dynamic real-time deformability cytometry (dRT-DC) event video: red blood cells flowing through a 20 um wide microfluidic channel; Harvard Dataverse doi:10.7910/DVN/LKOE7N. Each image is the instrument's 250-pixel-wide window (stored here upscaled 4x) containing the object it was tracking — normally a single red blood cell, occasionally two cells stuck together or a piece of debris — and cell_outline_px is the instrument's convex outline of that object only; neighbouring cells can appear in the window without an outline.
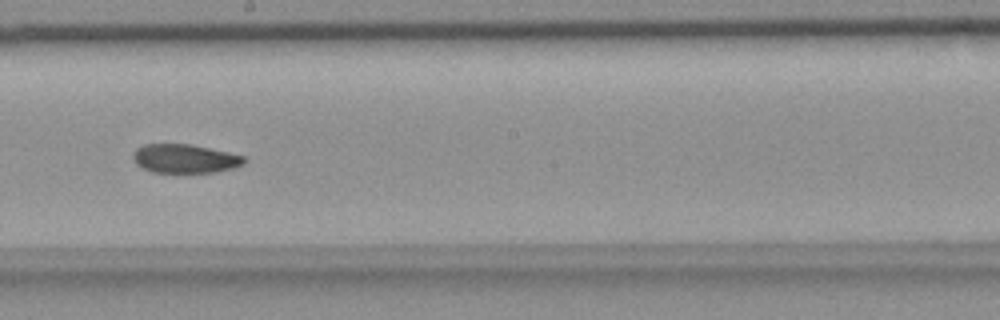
{"species": "common noctule bat (a hibernating species)", "species_latin": "Nyctalus noctula", "temperature_condition": "room temperature", "stored_images_in_passage": 22, "camera_frame_rate_fps": 3000, "um_per_image_px": 0.085, "animal": {"sex": "female", "body_mass_g": 18.4}, "frame": {"image": 1, "passage_image": 16, "time_ms": 5.0, "image_size_px": [1000, 320], "cell_outline_px": [[248, 160], [244, 164], [232, 168], [216, 172], [152, 172], [136, 164], [132, 156], [136, 148], [144, 144], [188, 144], [228, 152], [244, 156]], "centroid_in_image_um": [15.72, 13.48], "position_along_channel_um": 232.5, "area_um2": 18.55}}
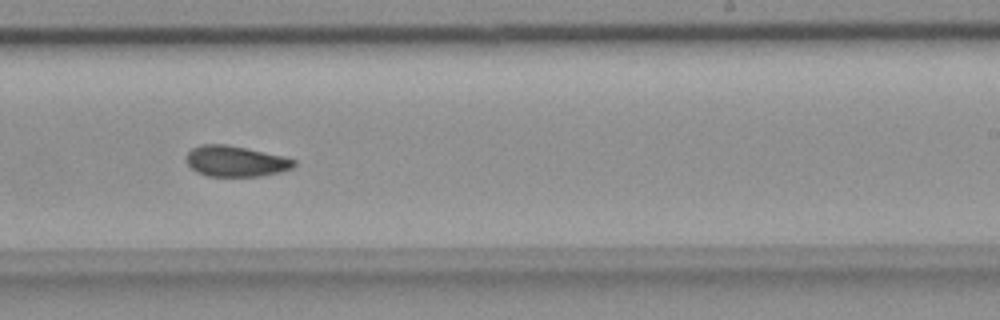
{"frame": {"image": 2, "passage_image": 19, "time_ms": 6.0, "image_size_px": [1000, 320], "cell_outline_px": [[296, 164], [292, 168], [280, 172], [260, 176], [208, 176], [196, 172], [188, 164], [184, 156], [192, 148], [200, 144], [228, 144], [284, 156], [296, 160]], "centroid_in_image_um": [20.02, 13.69], "position_along_channel_um": 269.0, "area_um2": 19.48}}